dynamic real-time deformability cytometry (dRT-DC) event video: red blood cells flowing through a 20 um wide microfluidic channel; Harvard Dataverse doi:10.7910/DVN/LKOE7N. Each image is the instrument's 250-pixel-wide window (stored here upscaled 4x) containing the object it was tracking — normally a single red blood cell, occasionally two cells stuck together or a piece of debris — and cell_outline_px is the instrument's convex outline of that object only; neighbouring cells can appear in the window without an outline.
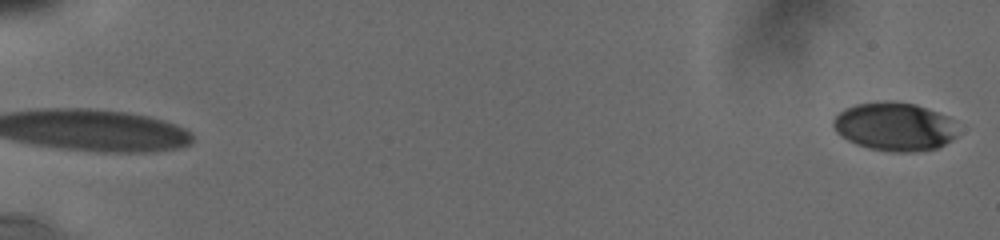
{"species": "human", "species_latin": "Homo sapiens", "temperature_condition": "cold", "stored_images_in_passage": 23, "camera_frame_rate_fps": 3000, "um_per_image_px": 0.085, "donor": {"sex": "male"}, "frame": {"image": 1, "passage_image": 1, "time_ms": 0.0, "image_size_px": [1000, 240], "cell_outline_px": [[956, 136], [952, 140], [936, 148], [916, 152], [888, 152], [868, 148], [856, 144], [840, 136], [836, 132], [832, 124], [832, 120], [844, 108], [856, 104], [876, 100], [912, 104], [948, 116], [952, 120]], "centroid_in_image_um": [75.97, 10.77], "position_along_channel_um": 9.0, "area_um2": 35.08}}
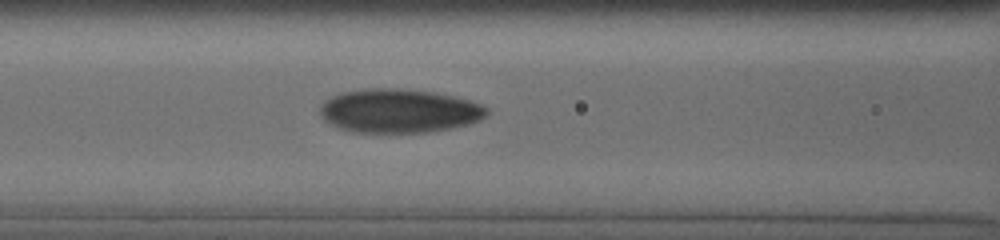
{"frame": {"image": 2, "passage_image": 18, "time_ms": 8.667, "image_size_px": [1000, 240], "cell_outline_px": [[488, 116], [480, 120], [468, 124], [428, 132], [352, 132], [340, 128], [332, 124], [320, 112], [320, 108], [324, 100], [340, 92], [364, 88], [400, 88], [432, 92], [452, 96], [468, 100], [480, 104], [488, 108]], "centroid_in_image_um": [33.93, 9.41], "position_along_channel_um": 132.7, "area_um2": 42.37}}
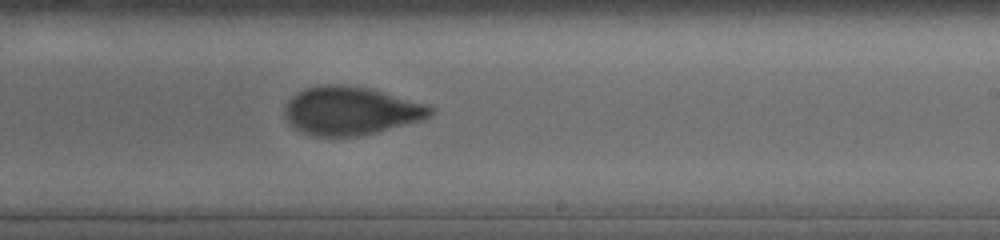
{"frame": {"image": 3, "passage_image": 23, "time_ms": 12.0, "image_size_px": [1000, 240], "cell_outline_px": [[436, 108], [432, 116], [424, 120], [360, 136], [312, 136], [296, 128], [288, 120], [284, 112], [284, 108], [288, 100], [292, 96], [304, 88], [320, 84], [344, 84], [372, 88], [428, 104]], "centroid_in_image_um": [29.88, 9.39], "position_along_channel_um": 259.1, "area_um2": 41.5}}